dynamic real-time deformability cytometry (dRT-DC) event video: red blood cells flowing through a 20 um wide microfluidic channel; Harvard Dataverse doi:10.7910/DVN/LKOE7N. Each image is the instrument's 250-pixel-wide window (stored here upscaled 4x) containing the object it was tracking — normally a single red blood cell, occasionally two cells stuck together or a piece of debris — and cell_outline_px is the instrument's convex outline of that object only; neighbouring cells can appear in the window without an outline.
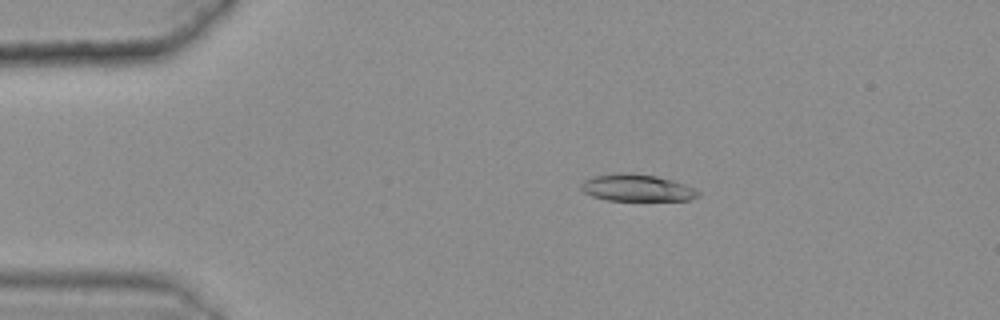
{"species": "common noctule bat (a hibernating species)", "species_latin": "Nyctalus noctula", "temperature_condition": "warm", "stored_images_in_passage": 11, "camera_frame_rate_fps": 3000, "um_per_image_px": 0.085, "animal": {"sex": "female", "body_mass_g": 25.1}, "frame": {"image": 1, "passage_image": 8, "time_ms": 2.333, "image_size_px": [1000, 320], "cell_outline_px": [[700, 196], [692, 200], [604, 200], [592, 196], [584, 192], [580, 188], [580, 184], [584, 180], [592, 176], [616, 172], [628, 172], [656, 176], [672, 180], [684, 184], [700, 192]], "centroid_in_image_um": [54.1, 15.96], "position_along_channel_um": 30.9, "area_um2": 18.55}}